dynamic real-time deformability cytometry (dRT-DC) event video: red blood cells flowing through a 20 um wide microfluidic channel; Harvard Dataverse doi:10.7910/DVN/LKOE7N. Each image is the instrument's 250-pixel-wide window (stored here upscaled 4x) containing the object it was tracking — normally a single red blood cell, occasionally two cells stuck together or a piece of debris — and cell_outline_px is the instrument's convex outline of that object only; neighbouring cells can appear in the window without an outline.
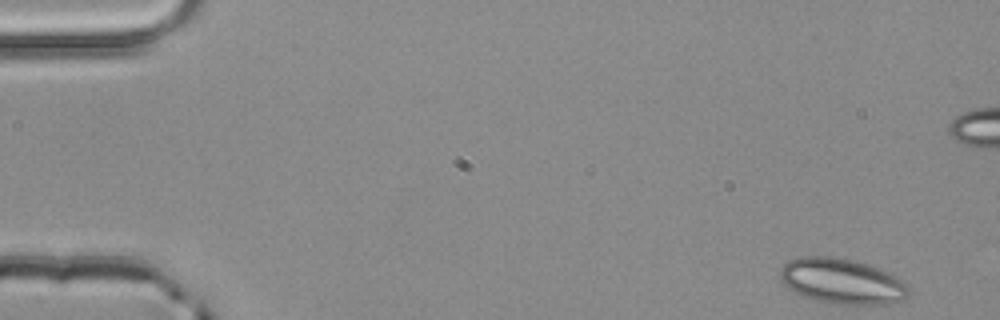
{"species": "common noctule bat (a hibernating species)", "species_latin": "Nyctalus noctula", "temperature_condition": "room temperature", "stored_images_in_passage": 5, "camera_frame_rate_fps": 3000, "um_per_image_px": 0.085, "animal": {"sex": "male", "body_mass_g": 20.4}, "frame": {"image": 1, "passage_image": 1, "time_ms": 0.0, "image_size_px": [1000, 320], "cell_outline_px": [[912, 292], [908, 296], [900, 300], [888, 304], [832, 304], [816, 300], [804, 296], [788, 288], [780, 280], [780, 268], [788, 260], [800, 256], [832, 256], [852, 260], [868, 264], [880, 268], [900, 276], [908, 284]], "centroid_in_image_um": [71.61, 23.89], "position_along_channel_um": 13.4, "area_um2": 34.56}}